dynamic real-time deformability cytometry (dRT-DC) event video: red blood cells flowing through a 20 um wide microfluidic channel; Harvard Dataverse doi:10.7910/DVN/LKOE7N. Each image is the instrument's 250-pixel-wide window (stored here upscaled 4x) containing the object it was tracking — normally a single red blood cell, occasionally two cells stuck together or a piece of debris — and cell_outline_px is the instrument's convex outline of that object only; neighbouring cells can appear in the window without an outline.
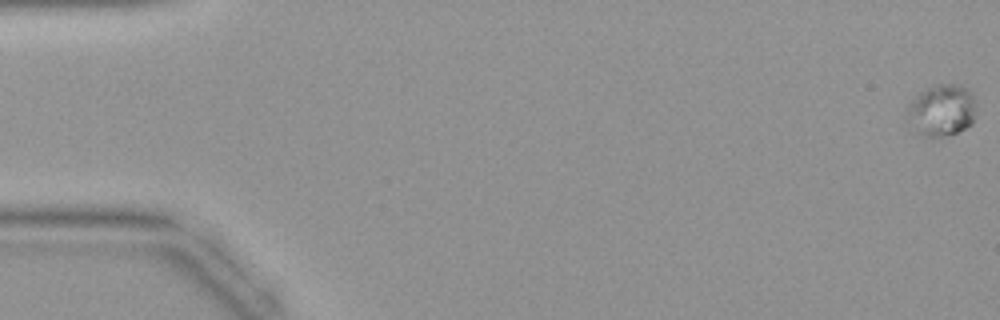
{"species": "common noctule bat (a hibernating species)", "species_latin": "Nyctalus noctula", "temperature_condition": "warm", "stored_images_in_passage": 45, "camera_frame_rate_fps": 3000, "um_per_image_px": 0.085, "animal": {"sex": "female", "body_mass_g": 19.9}, "frame": {"image": 1, "passage_image": 1, "time_ms": 0.0, "image_size_px": [1000, 320], "cell_outline_px": [[976, 104], [972, 124], [956, 132], [944, 136], [924, 136], [916, 132], [908, 116], [908, 108], [912, 100], [920, 92], [936, 84], [956, 84], [972, 92]], "centroid_in_image_um": [80.07, 9.36], "position_along_channel_um": 4.9, "area_um2": 20.4}}
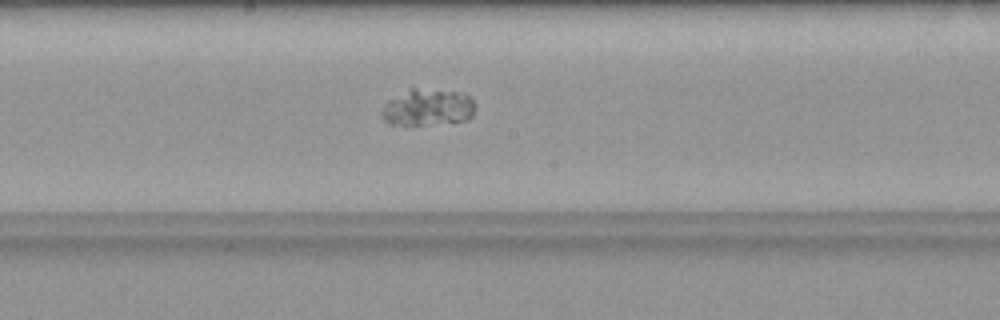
{"frame": {"image": 2, "passage_image": 25, "time_ms": 8.0, "image_size_px": [1000, 320], "cell_outline_px": [[476, 108], [472, 116], [468, 120], [420, 124], [388, 124], [380, 116], [380, 112], [384, 104], [388, 100], [408, 88], [412, 88], [464, 92], [476, 104]], "centroid_in_image_um": [36.34, 9.11], "position_along_channel_um": 211.9, "area_um2": 20.06}}
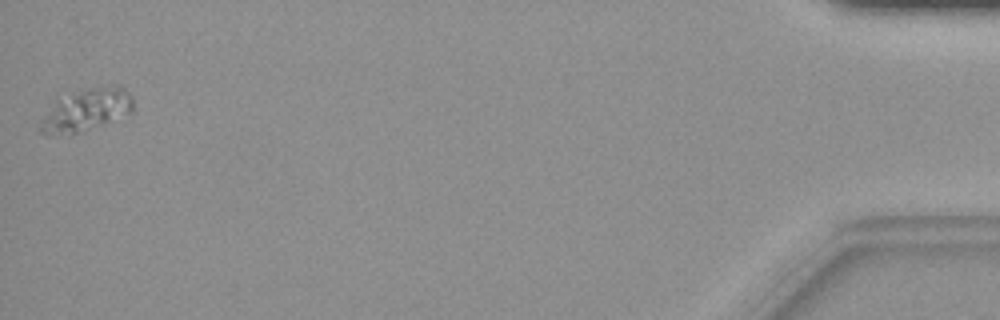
{"frame": {"image": 3, "passage_image": 45, "time_ms": 14.667, "image_size_px": [1000, 320], "cell_outline_px": [[132, 112], [100, 124], [76, 132], [48, 136], [40, 132], [40, 120], [56, 92], [116, 84], [120, 84], [132, 96]], "centroid_in_image_um": [7.21, 9.26], "position_along_channel_um": 428.0, "area_um2": 23.7}}